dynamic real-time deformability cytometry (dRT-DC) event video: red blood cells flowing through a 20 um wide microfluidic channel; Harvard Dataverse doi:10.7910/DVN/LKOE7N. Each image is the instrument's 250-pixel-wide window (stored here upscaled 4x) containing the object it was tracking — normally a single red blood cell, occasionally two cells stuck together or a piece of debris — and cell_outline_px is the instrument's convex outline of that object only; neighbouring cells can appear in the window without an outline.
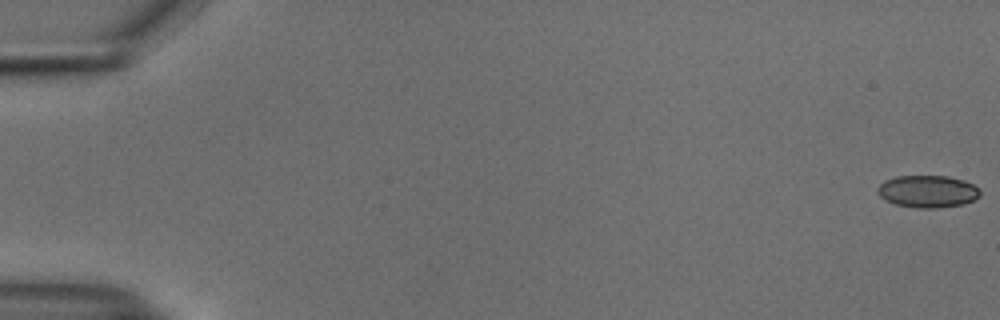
{"species": "common noctule bat (a hibernating species)", "species_latin": "Nyctalus noctula", "temperature_condition": "cold", "stored_images_in_passage": 55, "camera_frame_rate_fps": 3000, "um_per_image_px": 0.085, "animal": {"sex": "male", "body_mass_g": 18.8}, "frame": {"image": 1, "passage_image": 1, "time_ms": 0.0, "image_size_px": [1000, 320], "cell_outline_px": [[980, 196], [964, 204], [936, 208], [916, 208], [896, 204], [884, 200], [876, 192], [876, 188], [884, 180], [896, 176], [948, 176], [964, 180], [980, 188]], "centroid_in_image_um": [78.83, 16.27], "position_along_channel_um": 6.2, "area_um2": 19.42}}
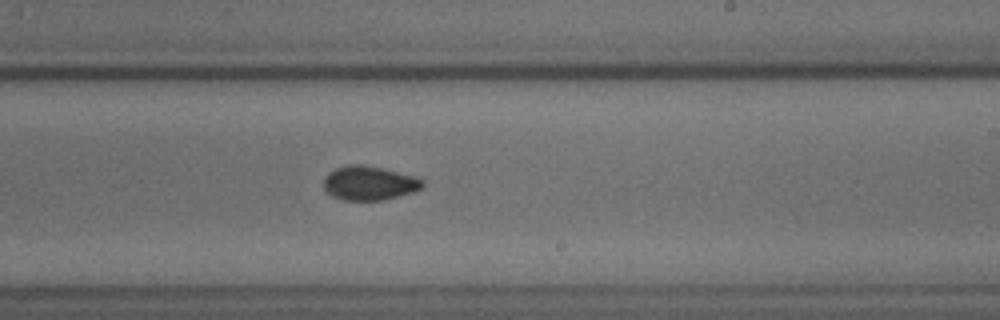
{"frame": {"image": 2, "passage_image": 34, "time_ms": 11.0, "image_size_px": [1000, 320], "cell_outline_px": [[424, 184], [420, 188], [412, 192], [384, 200], [344, 200], [332, 196], [324, 188], [324, 176], [328, 172], [336, 168], [348, 164], [360, 164], [380, 168], [416, 176], [424, 180]], "centroid_in_image_um": [31.37, 15.56], "position_along_channel_um": 257.6, "area_um2": 19.59}}
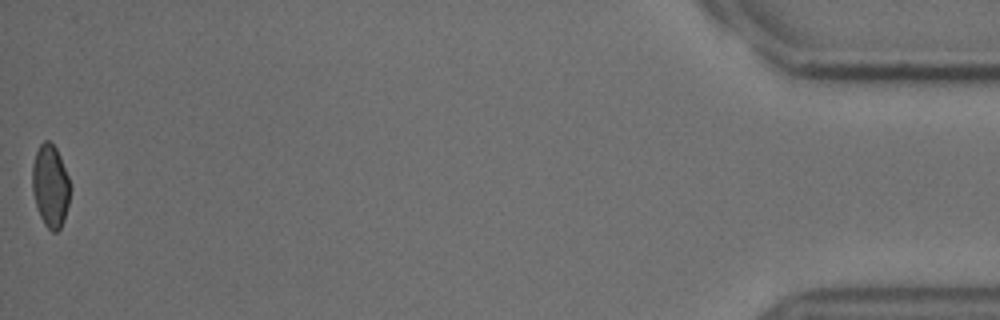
{"frame": {"image": 3, "passage_image": 55, "time_ms": 18.0, "image_size_px": [1000, 320], "cell_outline_px": [[72, 188], [64, 220], [60, 228], [56, 232], [52, 232], [44, 224], [40, 216], [36, 204], [32, 188], [32, 164], [36, 152], [40, 144], [44, 140], [48, 140], [56, 148], [60, 156], [68, 176]], "centroid_in_image_um": [4.29, 15.8], "position_along_channel_um": 430.9, "area_um2": 18.32}, "authors_computed_cell_mechanics": {"area_um2": 19.5364, "velocity_mm_per_s": 3.7595, "shape_relaxation_time_tau1_ms": null, "shape_relaxation_time_tau2_ms": 4.3969, "deformation_change_tau1": null, "deformation_change_tau2": 0.0614}}